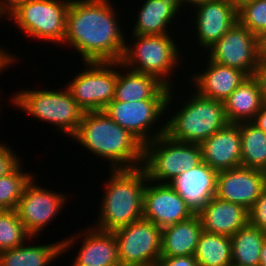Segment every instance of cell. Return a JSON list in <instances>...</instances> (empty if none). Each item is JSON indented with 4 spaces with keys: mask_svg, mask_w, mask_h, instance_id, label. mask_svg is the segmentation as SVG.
Here are the masks:
<instances>
[{
    "mask_svg": "<svg viewBox=\"0 0 266 266\" xmlns=\"http://www.w3.org/2000/svg\"><path fill=\"white\" fill-rule=\"evenodd\" d=\"M174 89L175 87L171 88L166 103L167 118L173 115L164 120L166 121L165 134L171 139L179 142L201 144L215 132L229 124L224 102L204 98L193 89L187 97L185 95L186 102L176 103L179 109L175 105L176 111L172 113V110H174L172 105L175 101L173 98H175L174 94L176 95L174 91L177 90ZM169 106H171V109ZM168 112L170 115H168Z\"/></svg>",
    "mask_w": 266,
    "mask_h": 266,
    "instance_id": "4",
    "label": "cell"
},
{
    "mask_svg": "<svg viewBox=\"0 0 266 266\" xmlns=\"http://www.w3.org/2000/svg\"><path fill=\"white\" fill-rule=\"evenodd\" d=\"M71 140L101 160L109 162L110 169L142 167L143 144L129 131L102 111L84 112Z\"/></svg>",
    "mask_w": 266,
    "mask_h": 266,
    "instance_id": "2",
    "label": "cell"
},
{
    "mask_svg": "<svg viewBox=\"0 0 266 266\" xmlns=\"http://www.w3.org/2000/svg\"><path fill=\"white\" fill-rule=\"evenodd\" d=\"M205 232L231 237L249 223V210L244 206L212 197L196 212Z\"/></svg>",
    "mask_w": 266,
    "mask_h": 266,
    "instance_id": "20",
    "label": "cell"
},
{
    "mask_svg": "<svg viewBox=\"0 0 266 266\" xmlns=\"http://www.w3.org/2000/svg\"><path fill=\"white\" fill-rule=\"evenodd\" d=\"M142 5L137 11L131 34L135 35H163L169 34V27L176 22L182 10L177 0H141ZM144 2V3H143ZM180 13V14H179ZM171 24V25H170ZM168 29V30H167ZM169 31V32H168Z\"/></svg>",
    "mask_w": 266,
    "mask_h": 266,
    "instance_id": "22",
    "label": "cell"
},
{
    "mask_svg": "<svg viewBox=\"0 0 266 266\" xmlns=\"http://www.w3.org/2000/svg\"><path fill=\"white\" fill-rule=\"evenodd\" d=\"M259 266H266V239L262 244Z\"/></svg>",
    "mask_w": 266,
    "mask_h": 266,
    "instance_id": "42",
    "label": "cell"
},
{
    "mask_svg": "<svg viewBox=\"0 0 266 266\" xmlns=\"http://www.w3.org/2000/svg\"><path fill=\"white\" fill-rule=\"evenodd\" d=\"M249 223L266 231V186L263 188L253 207L249 210Z\"/></svg>",
    "mask_w": 266,
    "mask_h": 266,
    "instance_id": "34",
    "label": "cell"
},
{
    "mask_svg": "<svg viewBox=\"0 0 266 266\" xmlns=\"http://www.w3.org/2000/svg\"><path fill=\"white\" fill-rule=\"evenodd\" d=\"M209 0H177V3L179 5V7L181 8V10L184 8L185 10H188V6H190L192 9V7H194L197 4L203 3V2H207Z\"/></svg>",
    "mask_w": 266,
    "mask_h": 266,
    "instance_id": "40",
    "label": "cell"
},
{
    "mask_svg": "<svg viewBox=\"0 0 266 266\" xmlns=\"http://www.w3.org/2000/svg\"><path fill=\"white\" fill-rule=\"evenodd\" d=\"M21 162L12 172L0 178V210L16 209L25 186L34 177L25 172Z\"/></svg>",
    "mask_w": 266,
    "mask_h": 266,
    "instance_id": "30",
    "label": "cell"
},
{
    "mask_svg": "<svg viewBox=\"0 0 266 266\" xmlns=\"http://www.w3.org/2000/svg\"><path fill=\"white\" fill-rule=\"evenodd\" d=\"M218 172L202 162L184 170L170 185L196 213L216 194Z\"/></svg>",
    "mask_w": 266,
    "mask_h": 266,
    "instance_id": "21",
    "label": "cell"
},
{
    "mask_svg": "<svg viewBox=\"0 0 266 266\" xmlns=\"http://www.w3.org/2000/svg\"><path fill=\"white\" fill-rule=\"evenodd\" d=\"M110 175L102 188L94 228L115 231L143 219L144 191L147 176L142 167L134 169H109Z\"/></svg>",
    "mask_w": 266,
    "mask_h": 266,
    "instance_id": "3",
    "label": "cell"
},
{
    "mask_svg": "<svg viewBox=\"0 0 266 266\" xmlns=\"http://www.w3.org/2000/svg\"><path fill=\"white\" fill-rule=\"evenodd\" d=\"M192 8L194 14L190 13L193 17L189 15V21L195 18L192 20L195 23L192 31H195L198 39L192 42L198 43L202 53L203 49L207 51L238 21L237 7L230 0H209Z\"/></svg>",
    "mask_w": 266,
    "mask_h": 266,
    "instance_id": "15",
    "label": "cell"
},
{
    "mask_svg": "<svg viewBox=\"0 0 266 266\" xmlns=\"http://www.w3.org/2000/svg\"><path fill=\"white\" fill-rule=\"evenodd\" d=\"M26 0H0V17H7ZM6 16V17H5Z\"/></svg>",
    "mask_w": 266,
    "mask_h": 266,
    "instance_id": "38",
    "label": "cell"
},
{
    "mask_svg": "<svg viewBox=\"0 0 266 266\" xmlns=\"http://www.w3.org/2000/svg\"><path fill=\"white\" fill-rule=\"evenodd\" d=\"M260 57L266 58V33L259 38Z\"/></svg>",
    "mask_w": 266,
    "mask_h": 266,
    "instance_id": "41",
    "label": "cell"
},
{
    "mask_svg": "<svg viewBox=\"0 0 266 266\" xmlns=\"http://www.w3.org/2000/svg\"><path fill=\"white\" fill-rule=\"evenodd\" d=\"M113 0H71L67 8L63 44L83 62H120L126 35ZM73 47V48H72Z\"/></svg>",
    "mask_w": 266,
    "mask_h": 266,
    "instance_id": "1",
    "label": "cell"
},
{
    "mask_svg": "<svg viewBox=\"0 0 266 266\" xmlns=\"http://www.w3.org/2000/svg\"><path fill=\"white\" fill-rule=\"evenodd\" d=\"M231 239L232 265L259 266L262 244L266 231L248 223Z\"/></svg>",
    "mask_w": 266,
    "mask_h": 266,
    "instance_id": "27",
    "label": "cell"
},
{
    "mask_svg": "<svg viewBox=\"0 0 266 266\" xmlns=\"http://www.w3.org/2000/svg\"><path fill=\"white\" fill-rule=\"evenodd\" d=\"M195 212L170 185L148 180L144 191L143 219L161 229L189 219Z\"/></svg>",
    "mask_w": 266,
    "mask_h": 266,
    "instance_id": "16",
    "label": "cell"
},
{
    "mask_svg": "<svg viewBox=\"0 0 266 266\" xmlns=\"http://www.w3.org/2000/svg\"><path fill=\"white\" fill-rule=\"evenodd\" d=\"M31 237L16 209L0 210V252L21 246Z\"/></svg>",
    "mask_w": 266,
    "mask_h": 266,
    "instance_id": "31",
    "label": "cell"
},
{
    "mask_svg": "<svg viewBox=\"0 0 266 266\" xmlns=\"http://www.w3.org/2000/svg\"><path fill=\"white\" fill-rule=\"evenodd\" d=\"M237 8L240 7L242 4L253 1V0H230Z\"/></svg>",
    "mask_w": 266,
    "mask_h": 266,
    "instance_id": "43",
    "label": "cell"
},
{
    "mask_svg": "<svg viewBox=\"0 0 266 266\" xmlns=\"http://www.w3.org/2000/svg\"><path fill=\"white\" fill-rule=\"evenodd\" d=\"M1 19V17H0ZM7 49L6 47H1L0 48V71L4 72L7 69H9V67L14 66L15 62L17 64L18 62V56H16V54H11V52L5 50Z\"/></svg>",
    "mask_w": 266,
    "mask_h": 266,
    "instance_id": "37",
    "label": "cell"
},
{
    "mask_svg": "<svg viewBox=\"0 0 266 266\" xmlns=\"http://www.w3.org/2000/svg\"><path fill=\"white\" fill-rule=\"evenodd\" d=\"M252 122L266 133V104L263 105Z\"/></svg>",
    "mask_w": 266,
    "mask_h": 266,
    "instance_id": "39",
    "label": "cell"
},
{
    "mask_svg": "<svg viewBox=\"0 0 266 266\" xmlns=\"http://www.w3.org/2000/svg\"><path fill=\"white\" fill-rule=\"evenodd\" d=\"M264 102L258 84L252 76L244 80L224 101L229 123L253 121Z\"/></svg>",
    "mask_w": 266,
    "mask_h": 266,
    "instance_id": "25",
    "label": "cell"
},
{
    "mask_svg": "<svg viewBox=\"0 0 266 266\" xmlns=\"http://www.w3.org/2000/svg\"><path fill=\"white\" fill-rule=\"evenodd\" d=\"M155 266H199L194 255L163 257L160 256Z\"/></svg>",
    "mask_w": 266,
    "mask_h": 266,
    "instance_id": "35",
    "label": "cell"
},
{
    "mask_svg": "<svg viewBox=\"0 0 266 266\" xmlns=\"http://www.w3.org/2000/svg\"><path fill=\"white\" fill-rule=\"evenodd\" d=\"M51 90L50 87L49 90L22 89L14 93L8 102L25 112L27 116L50 123L54 129L56 128L54 131H61L64 136L71 138L79 127L84 111L72 98L66 86Z\"/></svg>",
    "mask_w": 266,
    "mask_h": 266,
    "instance_id": "6",
    "label": "cell"
},
{
    "mask_svg": "<svg viewBox=\"0 0 266 266\" xmlns=\"http://www.w3.org/2000/svg\"><path fill=\"white\" fill-rule=\"evenodd\" d=\"M170 90L171 88L165 86L153 99L148 100L134 102L112 100L104 112L144 145L166 133V122H163V117L166 115Z\"/></svg>",
    "mask_w": 266,
    "mask_h": 266,
    "instance_id": "8",
    "label": "cell"
},
{
    "mask_svg": "<svg viewBox=\"0 0 266 266\" xmlns=\"http://www.w3.org/2000/svg\"><path fill=\"white\" fill-rule=\"evenodd\" d=\"M71 0H26L8 17L30 39L63 44ZM13 20V21H12ZM17 24V25H16Z\"/></svg>",
    "mask_w": 266,
    "mask_h": 266,
    "instance_id": "9",
    "label": "cell"
},
{
    "mask_svg": "<svg viewBox=\"0 0 266 266\" xmlns=\"http://www.w3.org/2000/svg\"><path fill=\"white\" fill-rule=\"evenodd\" d=\"M265 186L261 170L239 166L218 172L215 196L250 210Z\"/></svg>",
    "mask_w": 266,
    "mask_h": 266,
    "instance_id": "17",
    "label": "cell"
},
{
    "mask_svg": "<svg viewBox=\"0 0 266 266\" xmlns=\"http://www.w3.org/2000/svg\"><path fill=\"white\" fill-rule=\"evenodd\" d=\"M165 86L157 77L132 71L117 62V80L113 100L134 102L153 99Z\"/></svg>",
    "mask_w": 266,
    "mask_h": 266,
    "instance_id": "24",
    "label": "cell"
},
{
    "mask_svg": "<svg viewBox=\"0 0 266 266\" xmlns=\"http://www.w3.org/2000/svg\"><path fill=\"white\" fill-rule=\"evenodd\" d=\"M252 77L258 84L264 104H266V58H259V62Z\"/></svg>",
    "mask_w": 266,
    "mask_h": 266,
    "instance_id": "36",
    "label": "cell"
},
{
    "mask_svg": "<svg viewBox=\"0 0 266 266\" xmlns=\"http://www.w3.org/2000/svg\"><path fill=\"white\" fill-rule=\"evenodd\" d=\"M130 35L132 41H127L126 38L124 54L120 61L122 66L155 76L166 86L173 88L172 84H176V81L174 82L172 75L181 65L179 63L184 56L180 54L182 50L180 51L177 46L178 40L173 37L174 33L173 35L172 32L163 35Z\"/></svg>",
    "mask_w": 266,
    "mask_h": 266,
    "instance_id": "5",
    "label": "cell"
},
{
    "mask_svg": "<svg viewBox=\"0 0 266 266\" xmlns=\"http://www.w3.org/2000/svg\"><path fill=\"white\" fill-rule=\"evenodd\" d=\"M37 182L34 176L25 186L16 207L19 220L27 232L36 238L45 227L50 226L49 223L52 220H55L54 218L57 217L60 210L62 211L69 196L60 191L58 193L41 185L38 186Z\"/></svg>",
    "mask_w": 266,
    "mask_h": 266,
    "instance_id": "13",
    "label": "cell"
},
{
    "mask_svg": "<svg viewBox=\"0 0 266 266\" xmlns=\"http://www.w3.org/2000/svg\"><path fill=\"white\" fill-rule=\"evenodd\" d=\"M33 238L21 246L1 251L0 266H49L63 256L62 240L51 244H28Z\"/></svg>",
    "mask_w": 266,
    "mask_h": 266,
    "instance_id": "26",
    "label": "cell"
},
{
    "mask_svg": "<svg viewBox=\"0 0 266 266\" xmlns=\"http://www.w3.org/2000/svg\"><path fill=\"white\" fill-rule=\"evenodd\" d=\"M118 266H145V265H124V264H119Z\"/></svg>",
    "mask_w": 266,
    "mask_h": 266,
    "instance_id": "44",
    "label": "cell"
},
{
    "mask_svg": "<svg viewBox=\"0 0 266 266\" xmlns=\"http://www.w3.org/2000/svg\"><path fill=\"white\" fill-rule=\"evenodd\" d=\"M161 230L140 219L113 231L120 264L155 266L161 256Z\"/></svg>",
    "mask_w": 266,
    "mask_h": 266,
    "instance_id": "11",
    "label": "cell"
},
{
    "mask_svg": "<svg viewBox=\"0 0 266 266\" xmlns=\"http://www.w3.org/2000/svg\"><path fill=\"white\" fill-rule=\"evenodd\" d=\"M203 70L190 73L191 82L200 96L208 99L224 102L228 96L249 76L235 68L228 67L209 60L208 58ZM195 88V89H194Z\"/></svg>",
    "mask_w": 266,
    "mask_h": 266,
    "instance_id": "18",
    "label": "cell"
},
{
    "mask_svg": "<svg viewBox=\"0 0 266 266\" xmlns=\"http://www.w3.org/2000/svg\"><path fill=\"white\" fill-rule=\"evenodd\" d=\"M12 149L9 144L0 142V178L12 172L23 161Z\"/></svg>",
    "mask_w": 266,
    "mask_h": 266,
    "instance_id": "33",
    "label": "cell"
},
{
    "mask_svg": "<svg viewBox=\"0 0 266 266\" xmlns=\"http://www.w3.org/2000/svg\"><path fill=\"white\" fill-rule=\"evenodd\" d=\"M238 22L257 38L266 33V0H253L237 8Z\"/></svg>",
    "mask_w": 266,
    "mask_h": 266,
    "instance_id": "32",
    "label": "cell"
},
{
    "mask_svg": "<svg viewBox=\"0 0 266 266\" xmlns=\"http://www.w3.org/2000/svg\"><path fill=\"white\" fill-rule=\"evenodd\" d=\"M86 228L81 232L77 231L78 233L73 232L62 240L63 254H68L67 250L74 248L82 240L70 266H118L120 262L114 233L99 230L91 224Z\"/></svg>",
    "mask_w": 266,
    "mask_h": 266,
    "instance_id": "14",
    "label": "cell"
},
{
    "mask_svg": "<svg viewBox=\"0 0 266 266\" xmlns=\"http://www.w3.org/2000/svg\"><path fill=\"white\" fill-rule=\"evenodd\" d=\"M83 64V70H80L66 87L84 112L102 111L114 99L117 62Z\"/></svg>",
    "mask_w": 266,
    "mask_h": 266,
    "instance_id": "10",
    "label": "cell"
},
{
    "mask_svg": "<svg viewBox=\"0 0 266 266\" xmlns=\"http://www.w3.org/2000/svg\"><path fill=\"white\" fill-rule=\"evenodd\" d=\"M241 166L262 170L266 165V133L252 121L239 123Z\"/></svg>",
    "mask_w": 266,
    "mask_h": 266,
    "instance_id": "29",
    "label": "cell"
},
{
    "mask_svg": "<svg viewBox=\"0 0 266 266\" xmlns=\"http://www.w3.org/2000/svg\"><path fill=\"white\" fill-rule=\"evenodd\" d=\"M231 248L230 237L203 230L194 257L199 266H232Z\"/></svg>",
    "mask_w": 266,
    "mask_h": 266,
    "instance_id": "28",
    "label": "cell"
},
{
    "mask_svg": "<svg viewBox=\"0 0 266 266\" xmlns=\"http://www.w3.org/2000/svg\"><path fill=\"white\" fill-rule=\"evenodd\" d=\"M263 173H264V175L266 176V165H265V167L261 170Z\"/></svg>",
    "mask_w": 266,
    "mask_h": 266,
    "instance_id": "45",
    "label": "cell"
},
{
    "mask_svg": "<svg viewBox=\"0 0 266 266\" xmlns=\"http://www.w3.org/2000/svg\"><path fill=\"white\" fill-rule=\"evenodd\" d=\"M202 162L200 144L175 141L166 134L143 145L142 168L147 179L156 183L170 184Z\"/></svg>",
    "mask_w": 266,
    "mask_h": 266,
    "instance_id": "7",
    "label": "cell"
},
{
    "mask_svg": "<svg viewBox=\"0 0 266 266\" xmlns=\"http://www.w3.org/2000/svg\"><path fill=\"white\" fill-rule=\"evenodd\" d=\"M204 52L207 53L209 60L239 69L252 76L260 58L259 38L237 21Z\"/></svg>",
    "mask_w": 266,
    "mask_h": 266,
    "instance_id": "12",
    "label": "cell"
},
{
    "mask_svg": "<svg viewBox=\"0 0 266 266\" xmlns=\"http://www.w3.org/2000/svg\"><path fill=\"white\" fill-rule=\"evenodd\" d=\"M202 231L201 219L197 213L187 220L162 228L161 256L194 255Z\"/></svg>",
    "mask_w": 266,
    "mask_h": 266,
    "instance_id": "23",
    "label": "cell"
},
{
    "mask_svg": "<svg viewBox=\"0 0 266 266\" xmlns=\"http://www.w3.org/2000/svg\"><path fill=\"white\" fill-rule=\"evenodd\" d=\"M202 161L217 172L241 166L239 123H229L200 144Z\"/></svg>",
    "mask_w": 266,
    "mask_h": 266,
    "instance_id": "19",
    "label": "cell"
}]
</instances>
